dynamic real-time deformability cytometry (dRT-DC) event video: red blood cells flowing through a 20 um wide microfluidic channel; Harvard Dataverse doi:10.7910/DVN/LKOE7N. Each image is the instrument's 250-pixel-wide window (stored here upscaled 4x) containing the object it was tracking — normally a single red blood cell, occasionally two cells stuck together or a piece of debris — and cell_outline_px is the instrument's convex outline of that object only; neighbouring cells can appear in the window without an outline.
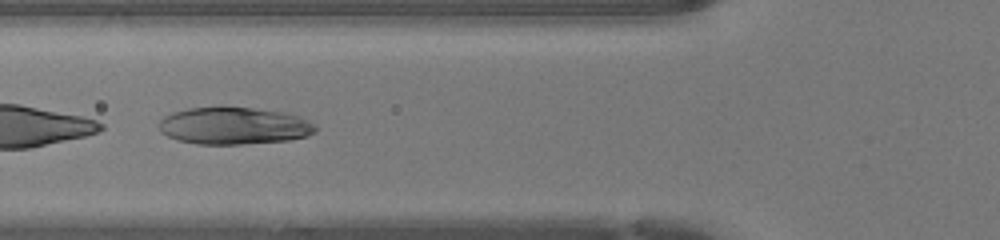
{"species": "human", "species_latin": "Homo sapiens", "temperature_condition": "warm", "stored_images_in_passage": 45, "segment_of_instrument_passage": [2, 2], "camera_frame_rate_fps": 3000, "um_per_image_px": 0.085, "donor": {"sex": "female"}, "frame": {"image": 1, "passage_image": 16, "time_ms": 5.0, "image_size_px": [1000, 240], "cell_outline_px": [[316, 132], [308, 136], [292, 140], [240, 144], [196, 144], [176, 140], [160, 132], [160, 120], [164, 116], [172, 112], [188, 108], [252, 108], [284, 112], [308, 120], [316, 124]], "centroid_in_image_um": [19.9, 10.71], "position_along_channel_um": 105.9, "area_um2": 33.81}}
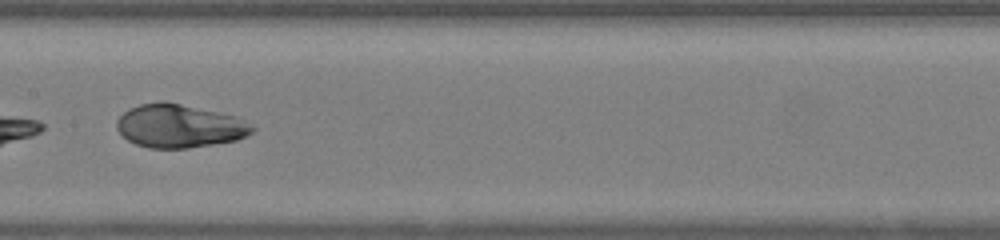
{"frame": {"image": 2, "passage_image": 22, "time_ms": 7.0, "image_size_px": [1000, 240], "cell_outline_px": [[256, 128], [252, 132], [236, 140], [188, 148], [148, 148], [136, 144], [128, 140], [116, 128], [116, 120], [128, 108], [140, 104], [160, 100], [164, 100], [236, 116]], "centroid_in_image_um": [15.21, 10.7], "position_along_channel_um": 192.2, "area_um2": 34.16}}
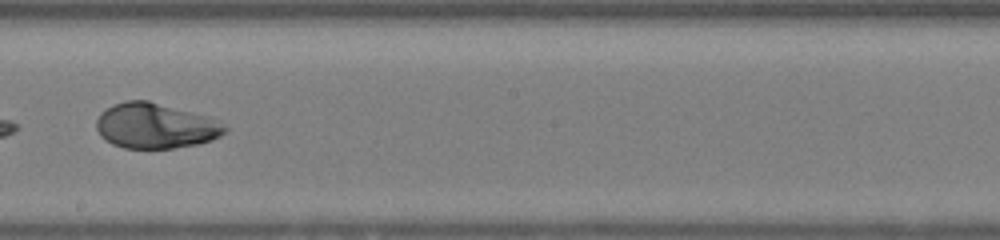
{"frame": {"image": 3, "passage_image": 25, "time_ms": 8.0, "image_size_px": [1000, 240], "cell_outline_px": [[228, 132], [212, 140], [200, 144], [172, 148], [124, 148], [112, 144], [100, 136], [96, 128], [96, 120], [100, 112], [124, 100], [148, 100], [204, 116], [228, 128]], "centroid_in_image_um": [13.16, 10.71], "position_along_channel_um": 235.0, "area_um2": 33.58}}